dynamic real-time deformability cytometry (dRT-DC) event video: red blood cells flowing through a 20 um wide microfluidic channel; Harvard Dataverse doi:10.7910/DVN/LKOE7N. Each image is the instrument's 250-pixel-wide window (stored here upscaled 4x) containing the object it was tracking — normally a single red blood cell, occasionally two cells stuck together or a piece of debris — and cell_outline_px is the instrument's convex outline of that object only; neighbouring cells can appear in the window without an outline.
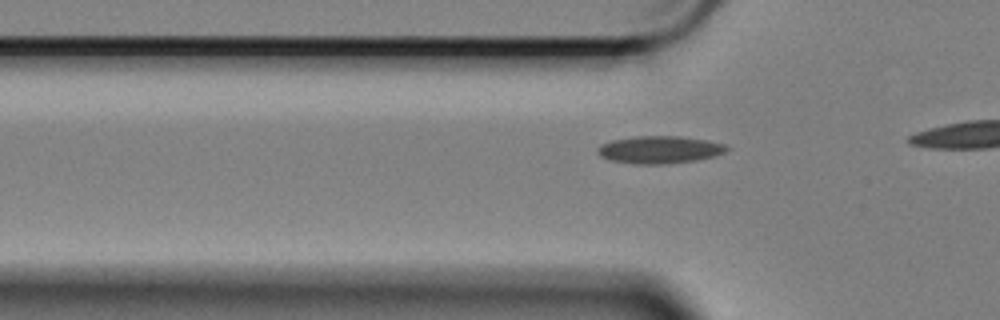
{"species": "Egyptian fruit bat (a non-hibernating species)", "species_latin": "Rousettus aegyptiacus", "temperature_condition": "cold", "stored_images_in_passage": 9, "camera_frame_rate_fps": 3000, "um_per_image_px": 0.085, "animal": {"sex": "female"}, "frame": {"image": 1, "passage_image": 2, "time_ms": 0.333, "image_size_px": [1000, 320], "cell_outline_px": [[728, 148], [724, 152], [712, 156], [696, 160], [668, 164], [632, 164], [608, 160], [600, 156], [596, 152], [596, 148], [600, 144], [612, 140], [636, 136], [680, 136], [704, 140], [724, 144]], "centroid_in_image_um": [55.97, 12.73], "position_along_channel_um": 69.8, "area_um2": 20.69}}
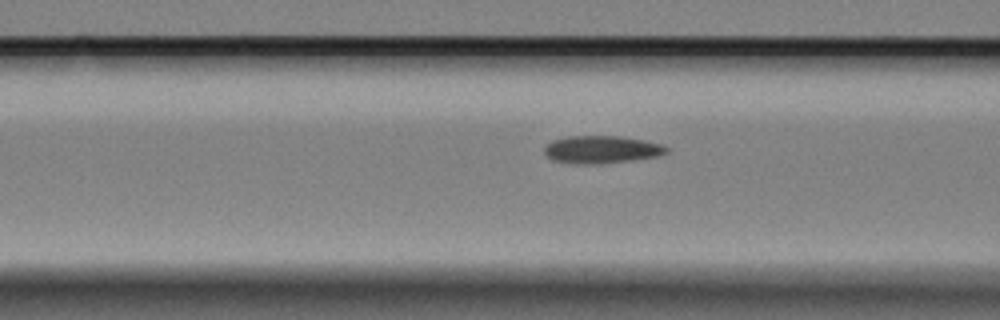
{"frame": {"image": 2, "passage_image": 6, "time_ms": 1.667, "image_size_px": [1000, 320], "cell_outline_px": [[668, 152], [656, 156], [632, 160], [600, 164], [576, 164], [552, 160], [544, 152], [544, 148], [552, 140], [568, 136], [620, 136], [644, 140], [660, 144], [668, 148]], "centroid_in_image_um": [51.11, 12.71], "position_along_channel_um": 115.5, "area_um2": 19.59}}